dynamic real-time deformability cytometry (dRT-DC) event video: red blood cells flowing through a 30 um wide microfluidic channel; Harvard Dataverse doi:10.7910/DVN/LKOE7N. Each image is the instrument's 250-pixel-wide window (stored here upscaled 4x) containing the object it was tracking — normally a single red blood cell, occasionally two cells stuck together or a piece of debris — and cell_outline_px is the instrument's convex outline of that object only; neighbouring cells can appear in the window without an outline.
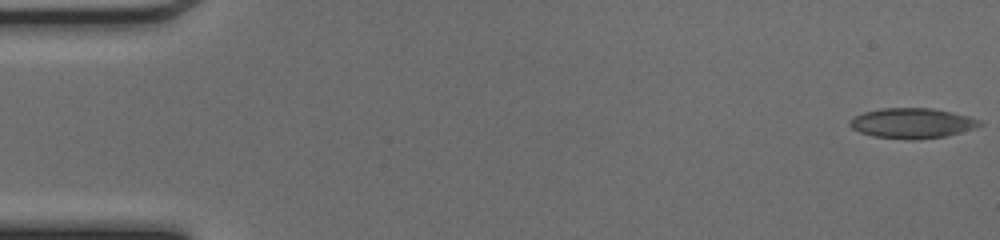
{"species": "common noctule bat (a hibernating species)", "species_latin": "Nyctalus noctula", "temperature_condition": "cold", "stored_images_in_passage": 48, "camera_frame_rate_fps": 3000, "um_per_image_px": 0.085, "animal": {"sex": "female", "body_mass_g": 17.0, "forearm_length_mm": 48.0}, "frame": {"image": 1, "passage_image": 1, "time_ms": 0.0, "image_size_px": [1000, 240], "cell_outline_px": [[984, 124], [980, 128], [944, 136], [916, 140], [908, 140], [872, 136], [860, 132], [852, 128], [848, 124], [848, 120], [864, 112], [880, 108], [932, 108], [952, 112], [968, 116], [980, 120]], "centroid_in_image_um": [77.56, 10.48], "position_along_channel_um": 7.4, "area_um2": 23.12}}
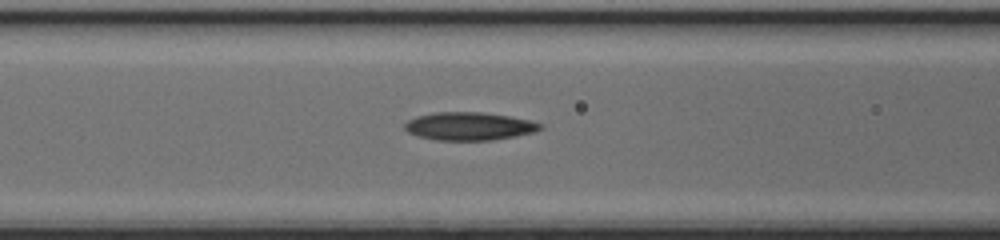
{"frame": {"image": 2, "passage_image": 20, "time_ms": 6.333, "image_size_px": [1000, 240], "cell_outline_px": [[544, 128], [536, 132], [516, 136], [492, 140], [436, 140], [416, 136], [408, 132], [404, 128], [404, 124], [408, 120], [416, 116], [436, 112], [480, 112], [508, 116], [532, 120], [544, 124]], "centroid_in_image_um": [39.91, 10.73], "position_along_channel_um": 126.7, "area_um2": 22.37}}
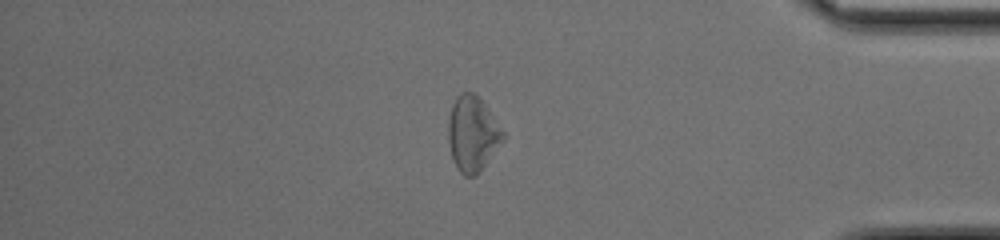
{"frame": {"image": 3, "passage_image": 41, "time_ms": 13.333, "image_size_px": [1000, 240], "cell_outline_px": [[504, 140], [480, 172], [476, 176], [464, 176], [456, 168], [452, 160], [448, 140], [448, 120], [452, 104], [456, 96], [460, 92], [472, 92], [480, 100], [504, 132]], "centroid_in_image_um": [40.13, 11.42], "position_along_channel_um": 395.1, "area_um2": 23.87}, "authors_computed_cell_mechanics": {"area_um2": 22.2241, "velocity_mm_per_s": 4.2707, "shape_relaxation_time_tau1_ms": null, "shape_relaxation_time_tau2_ms": 4.6774, "deformation_change_tau1": null, "deformation_change_tau2": 0.1633}}